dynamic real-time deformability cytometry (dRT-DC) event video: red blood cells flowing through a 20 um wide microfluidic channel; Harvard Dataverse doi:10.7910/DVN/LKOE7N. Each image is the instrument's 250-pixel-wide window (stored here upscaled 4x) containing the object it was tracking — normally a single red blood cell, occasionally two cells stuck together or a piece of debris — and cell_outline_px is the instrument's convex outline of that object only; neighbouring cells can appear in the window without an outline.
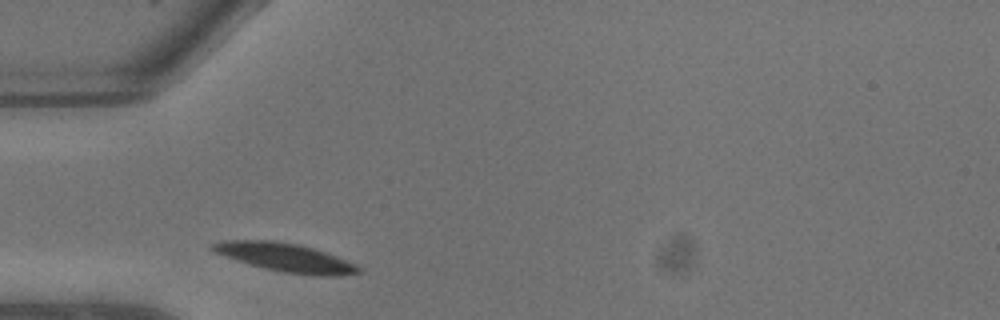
{"species": "common noctule bat (a hibernating species)", "species_latin": "Nyctalus noctula", "temperature_condition": "warm", "stored_images_in_passage": 5, "camera_frame_rate_fps": 3000, "um_per_image_px": 0.085, "animal": {"sex": "male", "body_mass_g": 13.3}, "frame": {"image": 1, "passage_image": 1, "time_ms": 0.0, "image_size_px": [1000, 320], "cell_outline_px": [[360, 272], [340, 276], [312, 276], [280, 272], [264, 268], [236, 260], [224, 256], [208, 248], [208, 244], [224, 240], [276, 240], [300, 244], [336, 256], [356, 264], [360, 268]], "centroid_in_image_um": [24.23, 21.88], "position_along_channel_um": 60.8, "area_um2": 24.51}}
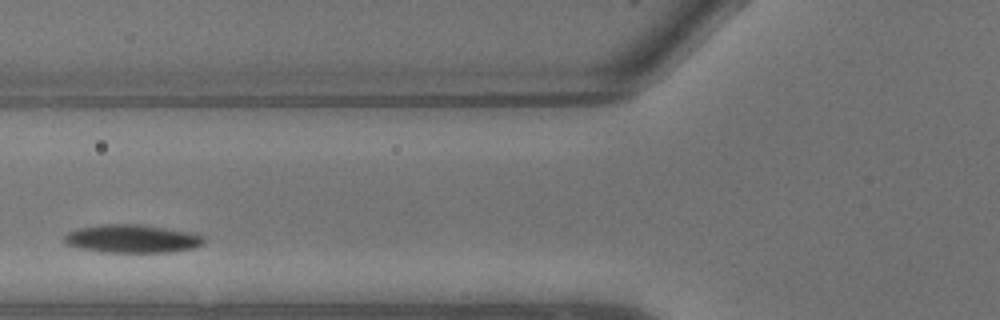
{"frame": {"image": 2, "passage_image": 3, "time_ms": 0.667, "image_size_px": [1000, 320], "cell_outline_px": [[204, 244], [192, 248], [168, 252], [104, 252], [80, 248], [64, 244], [64, 236], [68, 232], [76, 228], [100, 224], [140, 224], [196, 232], [204, 236]], "centroid_in_image_um": [11.24, 20.27], "position_along_channel_um": 114.6, "area_um2": 23.24}}